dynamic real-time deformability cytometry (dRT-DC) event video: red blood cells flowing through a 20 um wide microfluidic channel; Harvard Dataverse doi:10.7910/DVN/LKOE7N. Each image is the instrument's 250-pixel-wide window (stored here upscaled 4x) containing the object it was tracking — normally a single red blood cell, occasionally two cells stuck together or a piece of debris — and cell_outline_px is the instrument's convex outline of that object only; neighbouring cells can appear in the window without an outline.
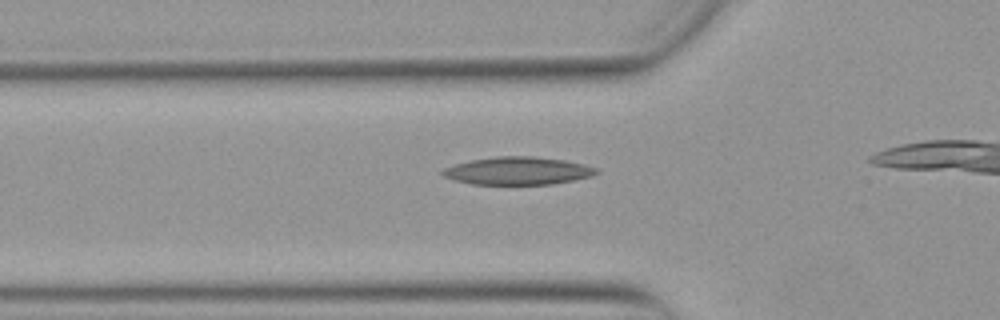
{"species": "Egyptian fruit bat (a non-hibernating species)", "species_latin": "Rousettus aegyptiacus", "temperature_condition": "warm", "stored_images_in_passage": 9, "camera_frame_rate_fps": 3000, "um_per_image_px": 0.085, "animal": {"sex": "female"}, "frame": {"image": 1, "passage_image": 4, "time_ms": 1.0, "image_size_px": [1000, 320], "cell_outline_px": [[600, 172], [592, 176], [552, 184], [472, 184], [456, 180], [444, 176], [440, 172], [444, 168], [456, 164], [472, 160], [496, 156], [532, 156], [564, 160], [584, 164], [600, 168]], "centroid_in_image_um": [44.06, 14.51], "position_along_channel_um": 81.7, "area_um2": 24.8}}
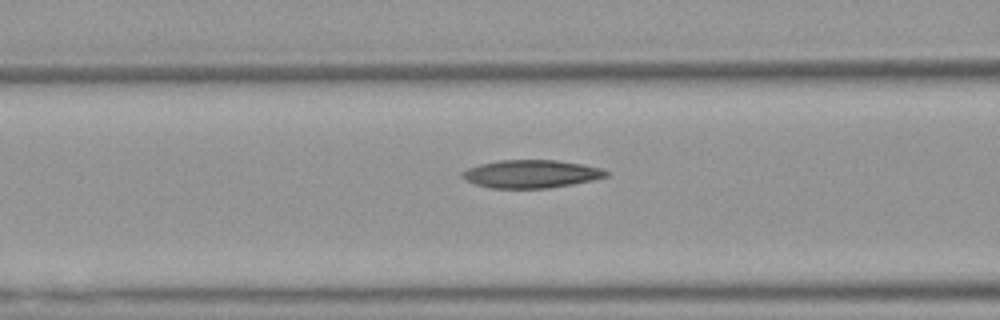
{"frame": {"image": 2, "passage_image": 7, "time_ms": 2.0, "image_size_px": [1000, 320], "cell_outline_px": [[608, 176], [592, 180], [572, 184], [548, 188], [488, 188], [476, 184], [460, 176], [460, 172], [468, 168], [480, 164], [500, 160], [556, 160], [584, 164], [600, 168], [608, 172]], "centroid_in_image_um": [45.13, 14.78], "position_along_channel_um": 121.5, "area_um2": 23.41}}